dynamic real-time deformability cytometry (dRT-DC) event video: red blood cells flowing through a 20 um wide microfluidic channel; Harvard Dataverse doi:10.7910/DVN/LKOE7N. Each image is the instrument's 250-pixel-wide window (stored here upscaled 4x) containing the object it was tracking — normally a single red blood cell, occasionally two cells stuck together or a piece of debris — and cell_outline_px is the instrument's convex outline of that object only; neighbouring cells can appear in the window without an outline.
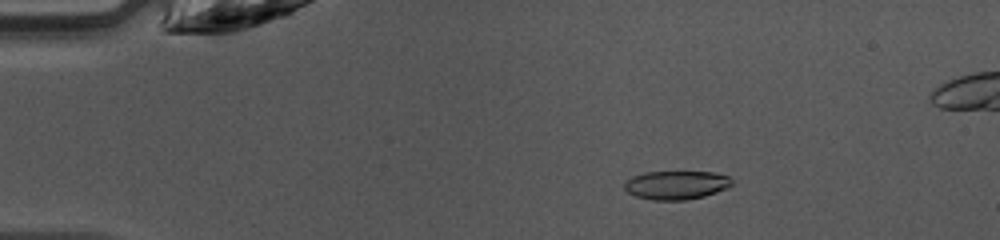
{"species": "common noctule bat (a hibernating species)", "species_latin": "Nyctalus noctula", "temperature_condition": "warm", "stored_images_in_passage": 46, "camera_frame_rate_fps": 3000, "um_per_image_px": 0.085, "animal": {"sex": "female", "body_mass_g": 10.0, "forearm_length_mm": 53.1}, "frame": {"image": 1, "passage_image": 8, "time_ms": 2.333, "image_size_px": [1000, 240], "cell_outline_px": [[732, 184], [728, 188], [704, 196], [684, 200], [652, 200], [636, 196], [628, 192], [624, 188], [624, 184], [632, 176], [644, 172], [712, 172], [728, 176], [732, 180]], "centroid_in_image_um": [57.48, 15.73], "position_along_channel_um": 27.5, "area_um2": 17.86}}
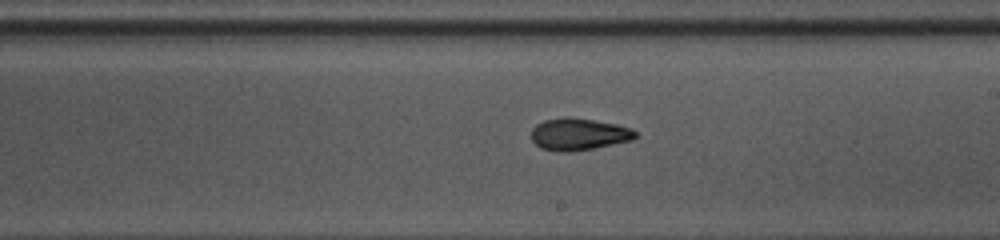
{"frame": {"image": 2, "passage_image": 27, "time_ms": 8.667, "image_size_px": [1000, 240], "cell_outline_px": [[636, 136], [632, 140], [592, 148], [568, 152], [556, 152], [540, 148], [532, 140], [532, 128], [536, 124], [544, 120], [564, 116], [568, 116], [616, 124], [632, 128], [636, 132]], "centroid_in_image_um": [49.15, 11.4], "position_along_channel_um": 239.8, "area_um2": 19.42}}
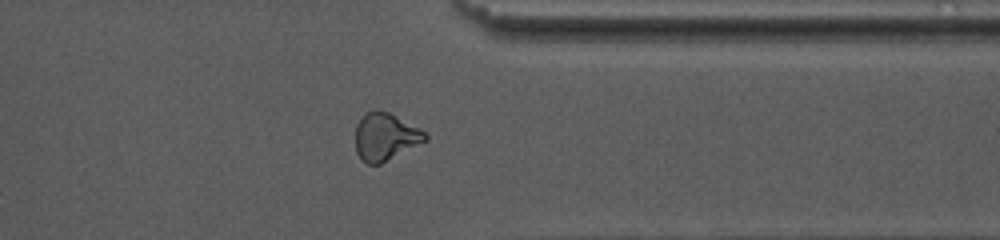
{"frame": {"image": 3, "passage_image": 37, "time_ms": 12.0, "image_size_px": [1000, 240], "cell_outline_px": [[428, 140], [380, 164], [368, 164], [360, 160], [356, 152], [356, 124], [368, 112], [376, 108], [388, 112], [420, 128], [428, 136]], "centroid_in_image_um": [32.75, 11.63], "position_along_channel_um": 378.6, "area_um2": 19.31}}